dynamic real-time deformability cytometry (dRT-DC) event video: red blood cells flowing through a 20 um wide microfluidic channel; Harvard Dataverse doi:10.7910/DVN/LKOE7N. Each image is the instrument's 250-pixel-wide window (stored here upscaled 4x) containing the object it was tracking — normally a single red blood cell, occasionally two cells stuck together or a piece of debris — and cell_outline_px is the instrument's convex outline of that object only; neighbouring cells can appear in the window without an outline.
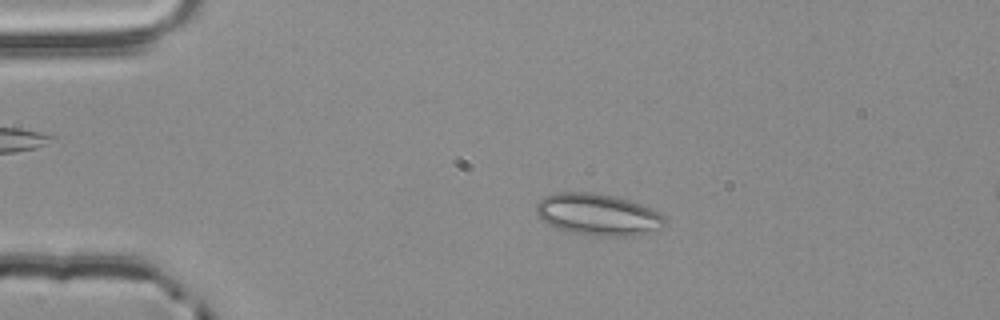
{"species": "common noctule bat (a hibernating species)", "species_latin": "Nyctalus noctula", "temperature_condition": "room temperature", "stored_images_in_passage": 46, "camera_frame_rate_fps": 3000, "um_per_image_px": 0.085, "animal": {"sex": "male", "body_mass_g": 20.4}, "frame": {"image": 1, "passage_image": 3, "time_ms": 0.667, "image_size_px": [1000, 320], "cell_outline_px": [[668, 224], [640, 236], [596, 236], [572, 232], [556, 228], [548, 224], [536, 212], [536, 204], [544, 196], [552, 192], [596, 192], [628, 200], [640, 204], [660, 212], [668, 220]], "centroid_in_image_um": [50.86, 18.24], "position_along_channel_um": 34.1, "area_um2": 31.5}}
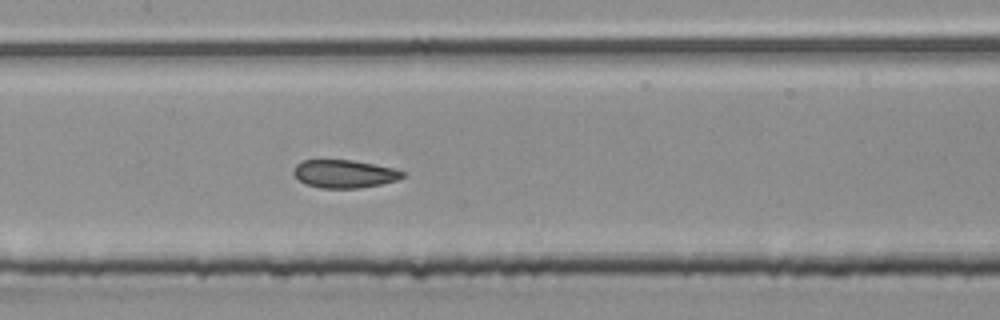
{"frame": {"image": 2, "passage_image": 18, "time_ms": 5.667, "image_size_px": [1000, 320], "cell_outline_px": [[404, 176], [396, 180], [380, 184], [360, 188], [320, 188], [308, 184], [300, 180], [292, 172], [296, 164], [300, 160], [352, 160], [392, 168], [404, 172]], "centroid_in_image_um": [29.23, 14.77], "position_along_channel_um": 178.2, "area_um2": 17.57}}
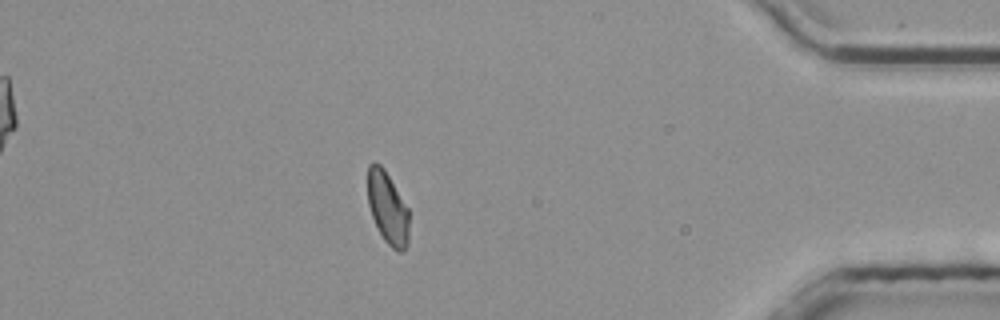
{"frame": {"image": 3, "passage_image": 39, "time_ms": 12.667, "image_size_px": [1000, 320], "cell_outline_px": [[408, 244], [404, 252], [396, 252], [384, 240], [372, 216], [368, 204], [368, 164], [372, 160], [376, 160], [384, 168], [408, 208]], "centroid_in_image_um": [32.94, 17.66], "position_along_channel_um": 402.3, "area_um2": 17.51}, "authors_computed_cell_mechanics": {"area_um2": 18.2937, "velocity_mm_per_s": 3.8356, "shape_relaxation_time_tau1_ms": null, "shape_relaxation_time_tau2_ms": 1.1638, "deformation_change_tau1": null, "deformation_change_tau2": 0.0756}}